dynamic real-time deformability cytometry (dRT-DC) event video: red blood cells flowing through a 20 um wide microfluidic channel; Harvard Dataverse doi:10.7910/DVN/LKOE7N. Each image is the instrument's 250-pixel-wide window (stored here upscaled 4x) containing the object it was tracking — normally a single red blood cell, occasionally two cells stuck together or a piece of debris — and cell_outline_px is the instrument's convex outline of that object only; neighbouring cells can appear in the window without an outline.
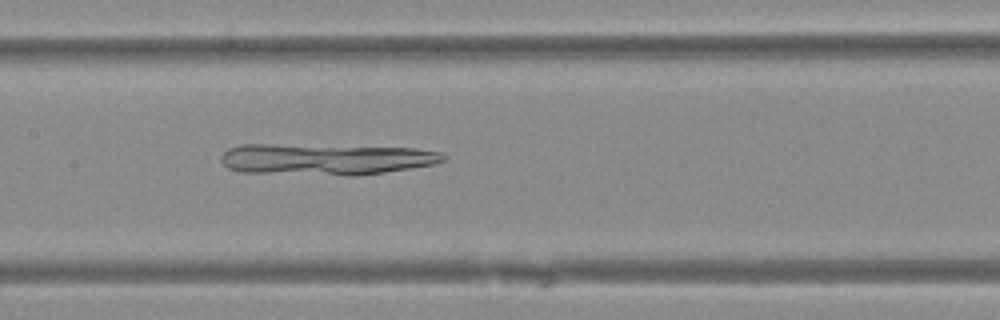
{"species": "Egyptian fruit bat (a non-hibernating species)", "species_latin": "Rousettus aegyptiacus", "temperature_condition": "warm", "stored_images_in_passage": 49, "camera_frame_rate_fps": 3000, "um_per_image_px": 0.085, "animal": {"sex": "female"}, "frame": {"image": 1, "passage_image": 24, "time_ms": 7.667, "image_size_px": [1000, 320], "cell_outline_px": [[444, 160], [432, 164], [384, 172], [356, 176], [348, 176], [240, 172], [228, 168], [220, 160], [220, 156], [228, 148], [244, 144], [268, 144], [416, 148], [440, 152], [444, 156]], "centroid_in_image_um": [27.61, 13.54], "position_along_channel_um": 179.8, "area_um2": 40.46}}
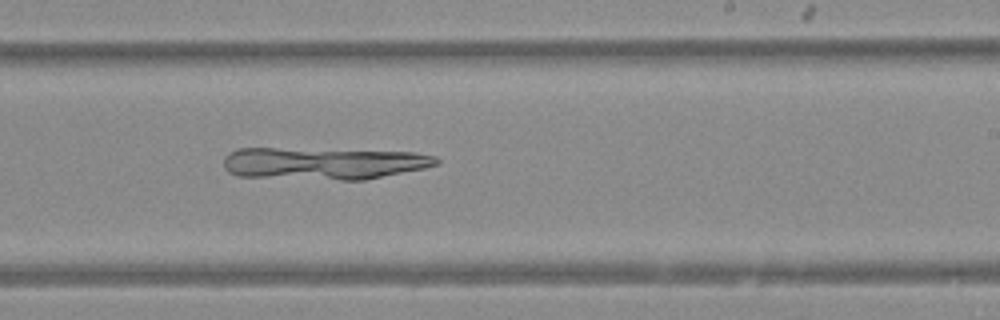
{"frame": {"image": 2, "passage_image": 30, "time_ms": 9.667, "image_size_px": [1000, 320], "cell_outline_px": [[440, 160], [436, 164], [424, 168], [364, 180], [340, 180], [236, 176], [228, 172], [224, 168], [224, 156], [228, 152], [236, 148], [276, 148], [416, 152], [436, 156]], "centroid_in_image_um": [27.45, 13.88], "position_along_channel_um": 261.6, "area_um2": 40.0}}
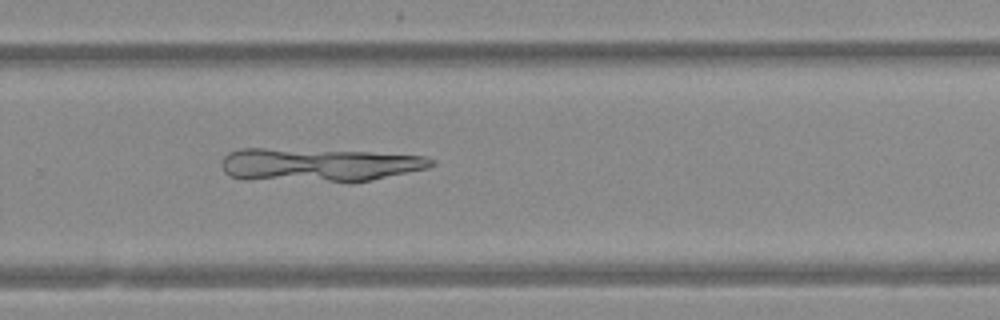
{"frame": {"image": 3, "passage_image": 33, "time_ms": 10.667, "image_size_px": [1000, 320], "cell_outline_px": [[436, 164], [428, 168], [372, 180], [328, 180], [228, 176], [224, 172], [220, 164], [224, 156], [228, 152], [240, 148], [264, 148], [368, 152], [424, 156], [436, 160]], "centroid_in_image_um": [27.17, 13.96], "position_along_channel_um": 302.6, "area_um2": 39.25}}